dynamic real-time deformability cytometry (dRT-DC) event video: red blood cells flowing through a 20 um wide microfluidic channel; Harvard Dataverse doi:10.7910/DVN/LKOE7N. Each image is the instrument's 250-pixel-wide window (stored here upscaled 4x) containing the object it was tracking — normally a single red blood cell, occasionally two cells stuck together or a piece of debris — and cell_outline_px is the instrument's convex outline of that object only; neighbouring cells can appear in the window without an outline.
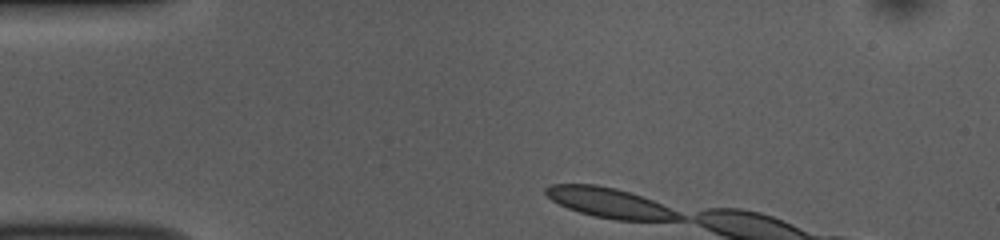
{"species": "common noctule bat (a hibernating species)", "species_latin": "Nyctalus noctula", "temperature_condition": "room temperature", "stored_images_in_passage": 7, "camera_frame_rate_fps": 3000, "um_per_image_px": 0.085, "animal": {"sex": "female", "body_mass_g": 10.0, "forearm_length_mm": 53.1}, "frame": {"image": 1, "passage_image": 1, "time_ms": 0.0, "image_size_px": [1000, 240], "cell_outline_px": [[684, 220], [620, 220], [596, 216], [580, 212], [568, 208], [552, 200], [544, 192], [548, 188], [556, 184], [592, 184], [612, 188], [628, 192], [640, 196], [660, 204], [684, 216]], "centroid_in_image_um": [51.8, 17.25], "position_along_channel_um": 33.2, "area_um2": 22.31}}